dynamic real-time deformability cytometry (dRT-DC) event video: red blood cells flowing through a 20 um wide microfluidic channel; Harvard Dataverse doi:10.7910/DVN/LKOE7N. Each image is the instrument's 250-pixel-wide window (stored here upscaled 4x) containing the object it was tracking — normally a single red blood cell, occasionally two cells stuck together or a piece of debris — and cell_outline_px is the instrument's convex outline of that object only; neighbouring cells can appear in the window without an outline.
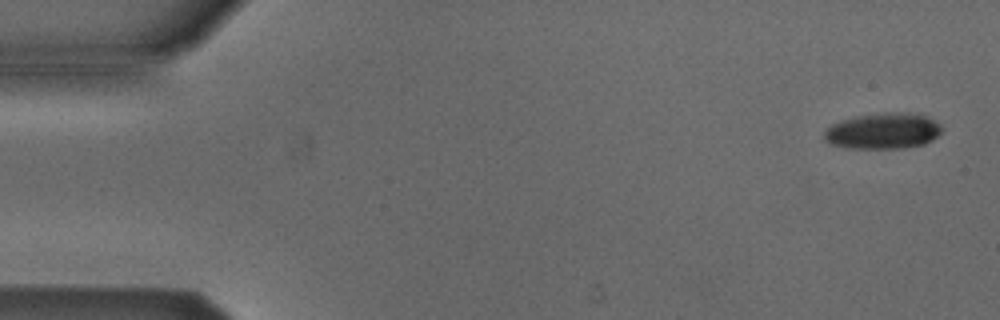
{"species": "Egyptian fruit bat (a non-hibernating species)", "species_latin": "Rousettus aegyptiacus", "temperature_condition": "cold", "stored_images_in_passage": 5, "camera_frame_rate_fps": 3000, "um_per_image_px": 0.085, "animal": {"sex": "male"}, "frame": {"image": 1, "passage_image": 1, "time_ms": 0.0, "image_size_px": [1000, 320], "cell_outline_px": [[940, 132], [932, 140], [924, 144], [904, 148], [844, 148], [832, 144], [824, 136], [824, 132], [832, 124], [856, 116], [928, 116], [940, 124]], "centroid_in_image_um": [75.03, 11.21], "position_along_channel_um": 10.0, "area_um2": 23.12}}
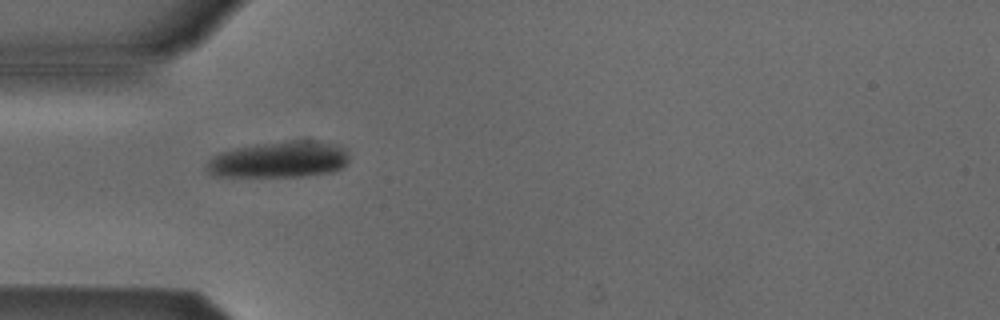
{"frame": {"image": 2, "passage_image": 4, "time_ms": 4.667, "image_size_px": [1000, 320], "cell_outline_px": [[348, 160], [340, 168], [332, 172], [304, 176], [212, 176], [204, 168], [208, 160], [212, 156], [220, 152], [236, 148], [256, 144], [292, 140], [320, 140], [336, 144], [344, 148], [348, 156]], "centroid_in_image_um": [23.71, 13.55], "position_along_channel_um": 61.3, "area_um2": 30.29}}